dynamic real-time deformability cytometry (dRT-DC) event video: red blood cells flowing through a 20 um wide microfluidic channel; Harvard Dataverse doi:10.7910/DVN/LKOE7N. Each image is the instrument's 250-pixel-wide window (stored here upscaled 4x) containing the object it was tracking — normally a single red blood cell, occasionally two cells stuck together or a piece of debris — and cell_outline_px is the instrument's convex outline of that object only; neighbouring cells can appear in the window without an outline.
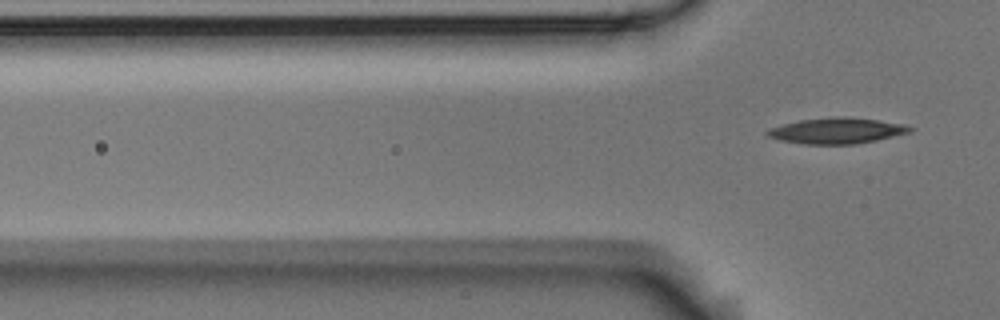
{"species": "Egyptian fruit bat (a non-hibernating species)", "species_latin": "Rousettus aegyptiacus", "temperature_condition": "room temperature", "stored_images_in_passage": 6, "camera_frame_rate_fps": 3000, "um_per_image_px": 0.085, "animal": {"sex": "male"}, "frame": {"image": 1, "passage_image": 6, "time_ms": 1.667, "image_size_px": [1000, 320], "cell_outline_px": [[916, 128], [912, 132], [876, 140], [856, 144], [804, 144], [780, 140], [768, 136], [764, 132], [768, 128], [800, 120], [836, 116], [844, 116], [876, 120], [904, 124]], "centroid_in_image_um": [71.14, 11.11], "position_along_channel_um": 54.7, "area_um2": 21.5}}